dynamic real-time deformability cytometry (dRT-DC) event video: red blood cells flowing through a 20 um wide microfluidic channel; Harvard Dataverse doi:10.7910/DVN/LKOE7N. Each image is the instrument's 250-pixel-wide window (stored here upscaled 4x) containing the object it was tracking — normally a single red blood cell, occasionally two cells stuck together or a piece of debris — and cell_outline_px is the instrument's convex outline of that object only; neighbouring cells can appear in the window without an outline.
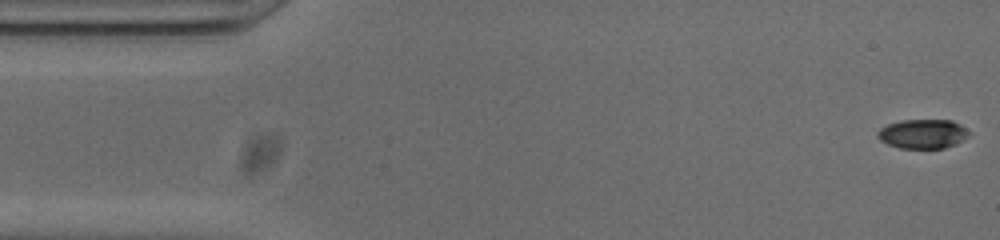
{"species": "common noctule bat (a hibernating species)", "species_latin": "Nyctalus noctula", "temperature_condition": "cold", "stored_images_in_passage": 52, "camera_frame_rate_fps": 3000, "um_per_image_px": 0.085, "animal": {"sex": "male", "body_mass_g": 20.0, "forearm_length_mm": 53.3}, "frame": {"image": 1, "passage_image": 1, "time_ms": 0.0, "image_size_px": [1000, 240], "cell_outline_px": [[972, 132], [964, 140], [956, 144], [944, 148], [900, 148], [888, 144], [880, 140], [876, 136], [876, 132], [880, 128], [888, 124], [900, 120], [952, 120], [960, 124]], "centroid_in_image_um": [78.45, 11.37], "position_along_channel_um": 6.5, "area_um2": 15.78}}
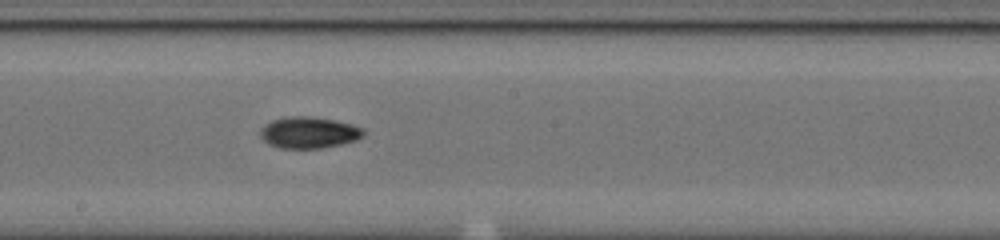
{"frame": {"image": 2, "passage_image": 27, "time_ms": 8.667, "image_size_px": [1000, 240], "cell_outline_px": [[364, 136], [356, 140], [324, 148], [280, 148], [268, 144], [260, 136], [260, 128], [264, 124], [272, 120], [284, 116], [312, 116], [336, 120], [352, 124], [364, 128]], "centroid_in_image_um": [26.25, 11.25], "position_along_channel_um": 222.0, "area_um2": 19.19}}
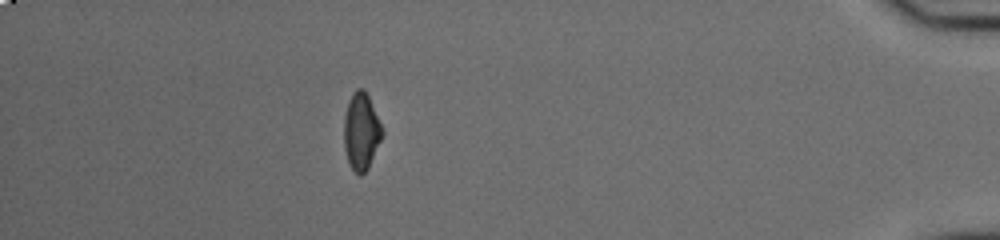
{"frame": {"image": 3, "passage_image": 46, "time_ms": 15.0, "image_size_px": [1000, 240], "cell_outline_px": [[384, 132], [368, 168], [360, 176], [352, 168], [348, 160], [344, 148], [344, 116], [348, 100], [352, 92], [356, 88], [364, 88], [368, 96]], "centroid_in_image_um": [30.69, 11.13], "position_along_channel_um": 404.5, "area_um2": 16.99}, "authors_computed_cell_mechanics": {"area_um2": 17.2533, "velocity_mm_per_s": 3.8442, "shape_relaxation_time_tau1_ms": 4.9666, "shape_relaxation_time_tau2_ms": 5.0407, "deformation_change_tau1": 0.1774, "deformation_change_tau2": 0.1001}}